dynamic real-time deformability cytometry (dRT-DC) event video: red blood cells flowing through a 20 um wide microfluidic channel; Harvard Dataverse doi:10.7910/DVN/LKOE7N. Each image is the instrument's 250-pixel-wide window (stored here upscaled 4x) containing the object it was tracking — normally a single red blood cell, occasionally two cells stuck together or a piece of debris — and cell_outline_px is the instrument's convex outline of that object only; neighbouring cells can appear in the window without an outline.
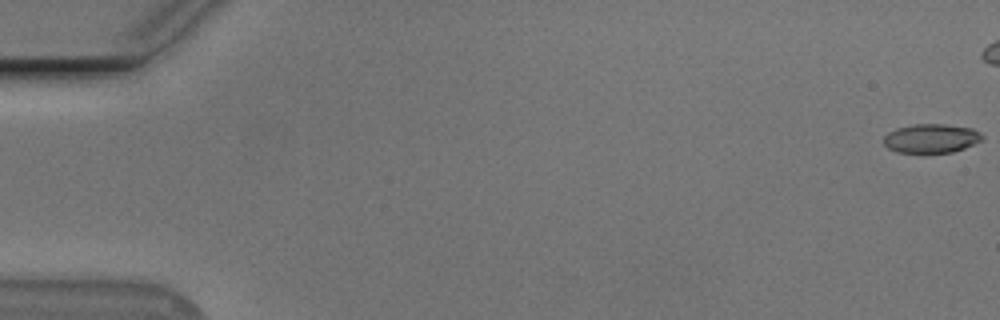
{"species": "Egyptian fruit bat (a non-hibernating species)", "species_latin": "Rousettus aegyptiacus", "temperature_condition": "cold", "stored_images_in_passage": 45, "camera_frame_rate_fps": 3000, "um_per_image_px": 0.085, "animal": {"sex": "male"}, "frame": {"image": 1, "passage_image": 1, "time_ms": 0.0, "image_size_px": [1000, 320], "cell_outline_px": [[984, 140], [964, 148], [952, 152], [896, 152], [888, 148], [884, 144], [884, 136], [888, 132], [896, 128], [916, 124], [944, 124], [972, 128], [980, 132], [984, 136]], "centroid_in_image_um": [79.18, 11.75], "position_along_channel_um": 5.8, "area_um2": 16.65}}
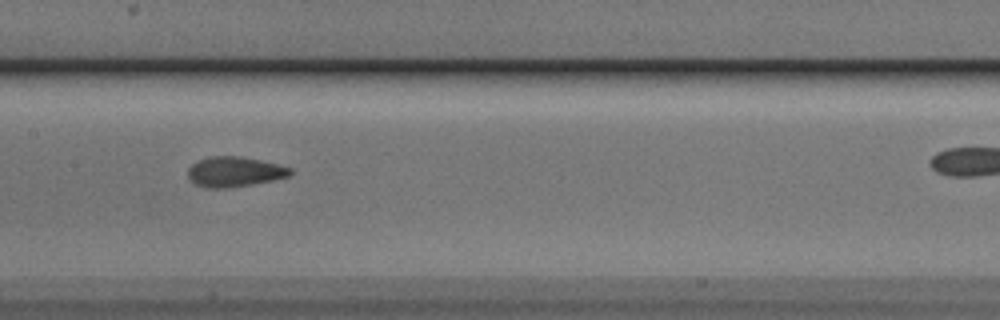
{"frame": {"image": 2, "passage_image": 28, "time_ms": 9.0, "image_size_px": [1000, 320], "cell_outline_px": [[292, 172], [288, 176], [272, 180], [252, 184], [228, 188], [204, 188], [196, 184], [188, 176], [188, 168], [192, 164], [200, 160], [212, 156], [240, 156], [260, 160], [292, 168]], "centroid_in_image_um": [19.92, 14.6], "position_along_channel_um": 187.5, "area_um2": 17.74}}
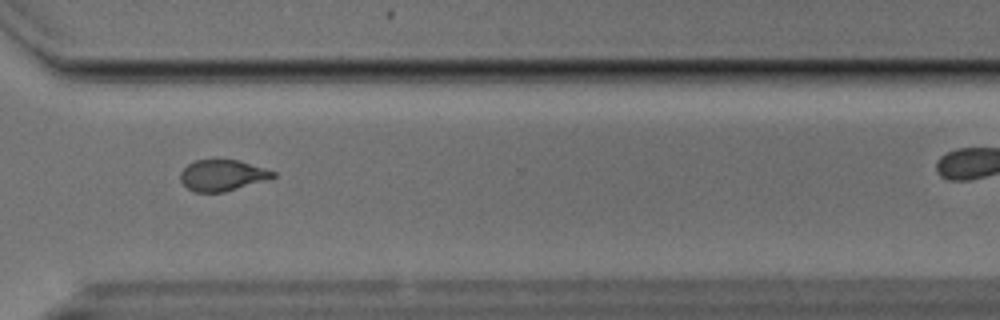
{"frame": {"image": 3, "passage_image": 41, "time_ms": 13.333, "image_size_px": [1000, 320], "cell_outline_px": [[276, 176], [268, 180], [224, 192], [192, 192], [180, 180], [180, 172], [188, 164], [196, 160], [240, 160], [276, 172]], "centroid_in_image_um": [18.91, 14.91], "position_along_channel_um": 351.7, "area_um2": 16.82}}